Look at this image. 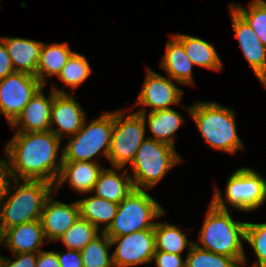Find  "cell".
<instances>
[{"label":"cell","instance_id":"obj_21","mask_svg":"<svg viewBox=\"0 0 266 267\" xmlns=\"http://www.w3.org/2000/svg\"><path fill=\"white\" fill-rule=\"evenodd\" d=\"M193 63L185 53L183 44L174 36L167 42L160 67L179 84L193 85Z\"/></svg>","mask_w":266,"mask_h":267},{"label":"cell","instance_id":"obj_30","mask_svg":"<svg viewBox=\"0 0 266 267\" xmlns=\"http://www.w3.org/2000/svg\"><path fill=\"white\" fill-rule=\"evenodd\" d=\"M186 267H242L234 258L204 250L193 244L186 254Z\"/></svg>","mask_w":266,"mask_h":267},{"label":"cell","instance_id":"obj_38","mask_svg":"<svg viewBox=\"0 0 266 267\" xmlns=\"http://www.w3.org/2000/svg\"><path fill=\"white\" fill-rule=\"evenodd\" d=\"M11 177L5 159H0V204L4 200L5 192Z\"/></svg>","mask_w":266,"mask_h":267},{"label":"cell","instance_id":"obj_34","mask_svg":"<svg viewBox=\"0 0 266 267\" xmlns=\"http://www.w3.org/2000/svg\"><path fill=\"white\" fill-rule=\"evenodd\" d=\"M154 260L156 267H186V259L179 254L155 251L152 261Z\"/></svg>","mask_w":266,"mask_h":267},{"label":"cell","instance_id":"obj_31","mask_svg":"<svg viewBox=\"0 0 266 267\" xmlns=\"http://www.w3.org/2000/svg\"><path fill=\"white\" fill-rule=\"evenodd\" d=\"M231 6L246 20L263 45L266 46V1L253 0L249 9L238 5Z\"/></svg>","mask_w":266,"mask_h":267},{"label":"cell","instance_id":"obj_33","mask_svg":"<svg viewBox=\"0 0 266 267\" xmlns=\"http://www.w3.org/2000/svg\"><path fill=\"white\" fill-rule=\"evenodd\" d=\"M15 260L0 256V267H35L38 253L13 254Z\"/></svg>","mask_w":266,"mask_h":267},{"label":"cell","instance_id":"obj_28","mask_svg":"<svg viewBox=\"0 0 266 267\" xmlns=\"http://www.w3.org/2000/svg\"><path fill=\"white\" fill-rule=\"evenodd\" d=\"M92 73L85 56L73 52L57 76L68 88L79 87Z\"/></svg>","mask_w":266,"mask_h":267},{"label":"cell","instance_id":"obj_1","mask_svg":"<svg viewBox=\"0 0 266 267\" xmlns=\"http://www.w3.org/2000/svg\"><path fill=\"white\" fill-rule=\"evenodd\" d=\"M60 145L61 139L52 131L16 132L5 147L10 177L55 185L63 162V155L57 160Z\"/></svg>","mask_w":266,"mask_h":267},{"label":"cell","instance_id":"obj_32","mask_svg":"<svg viewBox=\"0 0 266 267\" xmlns=\"http://www.w3.org/2000/svg\"><path fill=\"white\" fill-rule=\"evenodd\" d=\"M245 240L252 246L258 259L252 267H266V223L246 222Z\"/></svg>","mask_w":266,"mask_h":267},{"label":"cell","instance_id":"obj_12","mask_svg":"<svg viewBox=\"0 0 266 267\" xmlns=\"http://www.w3.org/2000/svg\"><path fill=\"white\" fill-rule=\"evenodd\" d=\"M172 80L147 68L145 82L136 103L144 107L138 113H145V106L151 107L149 112H153L170 109V105L178 104L183 90L174 85Z\"/></svg>","mask_w":266,"mask_h":267},{"label":"cell","instance_id":"obj_11","mask_svg":"<svg viewBox=\"0 0 266 267\" xmlns=\"http://www.w3.org/2000/svg\"><path fill=\"white\" fill-rule=\"evenodd\" d=\"M109 238L112 246L117 244L111 254L114 267H132L152 262L155 253L154 229Z\"/></svg>","mask_w":266,"mask_h":267},{"label":"cell","instance_id":"obj_13","mask_svg":"<svg viewBox=\"0 0 266 267\" xmlns=\"http://www.w3.org/2000/svg\"><path fill=\"white\" fill-rule=\"evenodd\" d=\"M233 31L249 66L260 83L266 88V46L246 20L230 5Z\"/></svg>","mask_w":266,"mask_h":267},{"label":"cell","instance_id":"obj_37","mask_svg":"<svg viewBox=\"0 0 266 267\" xmlns=\"http://www.w3.org/2000/svg\"><path fill=\"white\" fill-rule=\"evenodd\" d=\"M35 267H61L57 251H39Z\"/></svg>","mask_w":266,"mask_h":267},{"label":"cell","instance_id":"obj_39","mask_svg":"<svg viewBox=\"0 0 266 267\" xmlns=\"http://www.w3.org/2000/svg\"><path fill=\"white\" fill-rule=\"evenodd\" d=\"M3 231H2V228H1V224H0V245L1 243H3Z\"/></svg>","mask_w":266,"mask_h":267},{"label":"cell","instance_id":"obj_8","mask_svg":"<svg viewBox=\"0 0 266 267\" xmlns=\"http://www.w3.org/2000/svg\"><path fill=\"white\" fill-rule=\"evenodd\" d=\"M114 111L108 160L113 167H125L132 163L139 146L144 141L147 121L138 112Z\"/></svg>","mask_w":266,"mask_h":267},{"label":"cell","instance_id":"obj_14","mask_svg":"<svg viewBox=\"0 0 266 267\" xmlns=\"http://www.w3.org/2000/svg\"><path fill=\"white\" fill-rule=\"evenodd\" d=\"M42 86L25 105L17 118L10 124L16 132L50 131L51 109L54 95L66 93L63 89L53 87L48 98L43 94Z\"/></svg>","mask_w":266,"mask_h":267},{"label":"cell","instance_id":"obj_15","mask_svg":"<svg viewBox=\"0 0 266 267\" xmlns=\"http://www.w3.org/2000/svg\"><path fill=\"white\" fill-rule=\"evenodd\" d=\"M87 114L68 93H56L51 109L50 131L62 140L64 133L74 136L82 127ZM56 124L58 128H53ZM52 126V127H51Z\"/></svg>","mask_w":266,"mask_h":267},{"label":"cell","instance_id":"obj_7","mask_svg":"<svg viewBox=\"0 0 266 267\" xmlns=\"http://www.w3.org/2000/svg\"><path fill=\"white\" fill-rule=\"evenodd\" d=\"M85 121L81 129L70 137L62 148L63 161H95L93 158L98 153L108 158L114 127V112L101 114L88 126H85Z\"/></svg>","mask_w":266,"mask_h":267},{"label":"cell","instance_id":"obj_20","mask_svg":"<svg viewBox=\"0 0 266 267\" xmlns=\"http://www.w3.org/2000/svg\"><path fill=\"white\" fill-rule=\"evenodd\" d=\"M113 168H103L92 192L102 199L119 204L134 190V186L128 168L124 169L121 175L115 169L121 171L123 167Z\"/></svg>","mask_w":266,"mask_h":267},{"label":"cell","instance_id":"obj_23","mask_svg":"<svg viewBox=\"0 0 266 267\" xmlns=\"http://www.w3.org/2000/svg\"><path fill=\"white\" fill-rule=\"evenodd\" d=\"M174 36L183 44L185 53L194 65L213 71L221 70L223 63L212 44L191 35L176 34Z\"/></svg>","mask_w":266,"mask_h":267},{"label":"cell","instance_id":"obj_6","mask_svg":"<svg viewBox=\"0 0 266 267\" xmlns=\"http://www.w3.org/2000/svg\"><path fill=\"white\" fill-rule=\"evenodd\" d=\"M164 209L146 190L134 189L118 204L116 216L104 233L118 237L140 230L154 229L153 220L164 215Z\"/></svg>","mask_w":266,"mask_h":267},{"label":"cell","instance_id":"obj_10","mask_svg":"<svg viewBox=\"0 0 266 267\" xmlns=\"http://www.w3.org/2000/svg\"><path fill=\"white\" fill-rule=\"evenodd\" d=\"M42 86L36 76L23 72H14L0 80V115H5L9 125Z\"/></svg>","mask_w":266,"mask_h":267},{"label":"cell","instance_id":"obj_19","mask_svg":"<svg viewBox=\"0 0 266 267\" xmlns=\"http://www.w3.org/2000/svg\"><path fill=\"white\" fill-rule=\"evenodd\" d=\"M45 237L40 220L16 225L3 233V243L13 253H38Z\"/></svg>","mask_w":266,"mask_h":267},{"label":"cell","instance_id":"obj_3","mask_svg":"<svg viewBox=\"0 0 266 267\" xmlns=\"http://www.w3.org/2000/svg\"><path fill=\"white\" fill-rule=\"evenodd\" d=\"M12 181L15 191H11L10 179L4 200L0 204V224L3 232L16 225L40 220L46 200L56 191L53 184L43 180H22L21 184L17 179Z\"/></svg>","mask_w":266,"mask_h":267},{"label":"cell","instance_id":"obj_36","mask_svg":"<svg viewBox=\"0 0 266 267\" xmlns=\"http://www.w3.org/2000/svg\"><path fill=\"white\" fill-rule=\"evenodd\" d=\"M14 72L12 60L4 43L0 40V80Z\"/></svg>","mask_w":266,"mask_h":267},{"label":"cell","instance_id":"obj_26","mask_svg":"<svg viewBox=\"0 0 266 267\" xmlns=\"http://www.w3.org/2000/svg\"><path fill=\"white\" fill-rule=\"evenodd\" d=\"M155 251L182 255V251L190 248L194 242H189L186 235L176 225L156 222L154 226Z\"/></svg>","mask_w":266,"mask_h":267},{"label":"cell","instance_id":"obj_9","mask_svg":"<svg viewBox=\"0 0 266 267\" xmlns=\"http://www.w3.org/2000/svg\"><path fill=\"white\" fill-rule=\"evenodd\" d=\"M266 200V180L255 170L241 167L227 180L225 201L241 211H253Z\"/></svg>","mask_w":266,"mask_h":267},{"label":"cell","instance_id":"obj_4","mask_svg":"<svg viewBox=\"0 0 266 267\" xmlns=\"http://www.w3.org/2000/svg\"><path fill=\"white\" fill-rule=\"evenodd\" d=\"M204 141L212 149L235 154L244 144L237 134L235 113L217 102H197L186 107Z\"/></svg>","mask_w":266,"mask_h":267},{"label":"cell","instance_id":"obj_25","mask_svg":"<svg viewBox=\"0 0 266 267\" xmlns=\"http://www.w3.org/2000/svg\"><path fill=\"white\" fill-rule=\"evenodd\" d=\"M80 218L87 220L100 231V224L105 226L104 232L112 223L118 209V204L102 199L96 195L77 201Z\"/></svg>","mask_w":266,"mask_h":267},{"label":"cell","instance_id":"obj_24","mask_svg":"<svg viewBox=\"0 0 266 267\" xmlns=\"http://www.w3.org/2000/svg\"><path fill=\"white\" fill-rule=\"evenodd\" d=\"M72 53L73 51L66 42L50 45L43 43L36 75L38 81L45 86L46 76H58Z\"/></svg>","mask_w":266,"mask_h":267},{"label":"cell","instance_id":"obj_17","mask_svg":"<svg viewBox=\"0 0 266 267\" xmlns=\"http://www.w3.org/2000/svg\"><path fill=\"white\" fill-rule=\"evenodd\" d=\"M102 170L99 162L95 161H63L55 189L58 191L68 181L70 187L80 194L91 193Z\"/></svg>","mask_w":266,"mask_h":267},{"label":"cell","instance_id":"obj_2","mask_svg":"<svg viewBox=\"0 0 266 267\" xmlns=\"http://www.w3.org/2000/svg\"><path fill=\"white\" fill-rule=\"evenodd\" d=\"M205 222L198 234L196 246L216 254L234 258L240 265L247 263L242 240H245L246 222L232 219L221 192L214 188ZM202 245V246H201Z\"/></svg>","mask_w":266,"mask_h":267},{"label":"cell","instance_id":"obj_35","mask_svg":"<svg viewBox=\"0 0 266 267\" xmlns=\"http://www.w3.org/2000/svg\"><path fill=\"white\" fill-rule=\"evenodd\" d=\"M67 253L57 251V257L61 267H83L80 251L67 249Z\"/></svg>","mask_w":266,"mask_h":267},{"label":"cell","instance_id":"obj_29","mask_svg":"<svg viewBox=\"0 0 266 267\" xmlns=\"http://www.w3.org/2000/svg\"><path fill=\"white\" fill-rule=\"evenodd\" d=\"M99 232L93 224L79 217L57 241L60 240L67 249L81 251Z\"/></svg>","mask_w":266,"mask_h":267},{"label":"cell","instance_id":"obj_22","mask_svg":"<svg viewBox=\"0 0 266 267\" xmlns=\"http://www.w3.org/2000/svg\"><path fill=\"white\" fill-rule=\"evenodd\" d=\"M144 120L148 121V126L153 136L148 137L156 141L165 143L175 148V136L184 118L176 110L164 109L153 112L140 113Z\"/></svg>","mask_w":266,"mask_h":267},{"label":"cell","instance_id":"obj_18","mask_svg":"<svg viewBox=\"0 0 266 267\" xmlns=\"http://www.w3.org/2000/svg\"><path fill=\"white\" fill-rule=\"evenodd\" d=\"M4 43L15 72L37 75L43 42L25 38H10L0 36Z\"/></svg>","mask_w":266,"mask_h":267},{"label":"cell","instance_id":"obj_16","mask_svg":"<svg viewBox=\"0 0 266 267\" xmlns=\"http://www.w3.org/2000/svg\"><path fill=\"white\" fill-rule=\"evenodd\" d=\"M79 217L77 201L71 204L61 203L54 200L51 194L40 217L44 237L49 241H57Z\"/></svg>","mask_w":266,"mask_h":267},{"label":"cell","instance_id":"obj_27","mask_svg":"<svg viewBox=\"0 0 266 267\" xmlns=\"http://www.w3.org/2000/svg\"><path fill=\"white\" fill-rule=\"evenodd\" d=\"M93 238L81 251L83 267H114L109 248L112 247L110 238L101 232Z\"/></svg>","mask_w":266,"mask_h":267},{"label":"cell","instance_id":"obj_5","mask_svg":"<svg viewBox=\"0 0 266 267\" xmlns=\"http://www.w3.org/2000/svg\"><path fill=\"white\" fill-rule=\"evenodd\" d=\"M174 147L145 138L131 163L134 189H149L157 185L173 166L181 162Z\"/></svg>","mask_w":266,"mask_h":267}]
</instances>
